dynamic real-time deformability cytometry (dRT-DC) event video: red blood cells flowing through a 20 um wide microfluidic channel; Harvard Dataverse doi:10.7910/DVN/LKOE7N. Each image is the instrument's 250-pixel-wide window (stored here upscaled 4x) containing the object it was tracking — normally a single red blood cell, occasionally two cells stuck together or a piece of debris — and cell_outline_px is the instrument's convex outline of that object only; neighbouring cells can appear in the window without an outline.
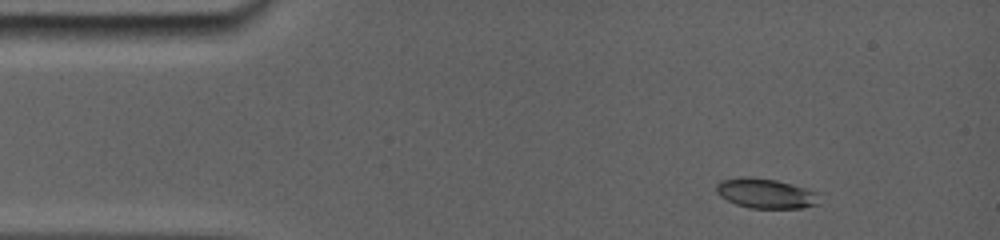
{"species": "common noctule bat (a hibernating species)", "species_latin": "Nyctalus noctula", "temperature_condition": "room temperature", "stored_images_in_passage": 4, "camera_frame_rate_fps": 5000, "um_per_image_px": 0.085, "animal": {"sex": "female", "body_mass_g": 19.0, "forearm_length_mm": 56.7}, "frame": {"image": 1, "passage_image": 1, "time_ms": 0.0, "image_size_px": [1000, 240], "cell_outline_px": [[820, 204], [804, 208], [748, 208], [736, 204], [720, 196], [716, 192], [716, 184], [720, 180], [776, 180], [804, 188], [816, 192]], "centroid_in_image_um": [65.14, 16.51], "position_along_channel_um": 19.9, "area_um2": 17.05}}
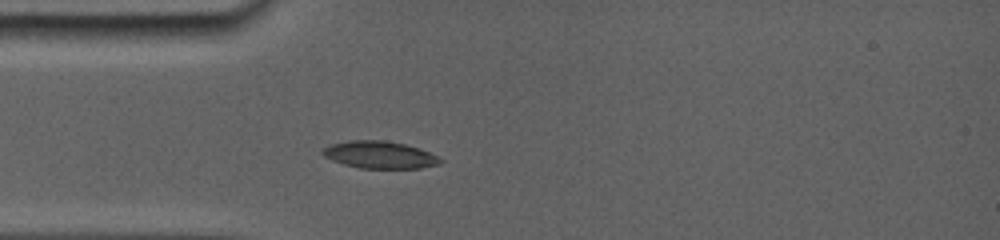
{"frame": {"image": 2, "passage_image": 4, "time_ms": 2.6, "image_size_px": [1000, 240], "cell_outline_px": [[444, 160], [440, 164], [420, 168], [360, 168], [344, 164], [332, 160], [324, 156], [320, 152], [324, 148], [332, 144], [356, 140], [376, 140], [404, 144], [428, 152]], "centroid_in_image_um": [32.26, 13.17], "position_along_channel_um": 52.7, "area_um2": 18.26}}